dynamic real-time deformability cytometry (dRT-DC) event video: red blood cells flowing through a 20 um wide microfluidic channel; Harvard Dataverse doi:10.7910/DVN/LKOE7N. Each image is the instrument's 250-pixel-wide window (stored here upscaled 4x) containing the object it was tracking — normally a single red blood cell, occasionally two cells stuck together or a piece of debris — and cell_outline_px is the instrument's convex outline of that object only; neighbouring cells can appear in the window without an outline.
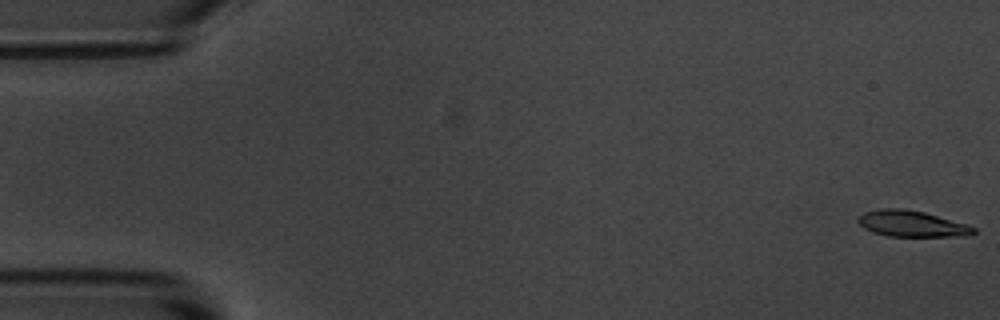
{"species": "common noctule bat (a hibernating species)", "species_latin": "Nyctalus noctula", "temperature_condition": "room temperature", "stored_images_in_passage": 6, "camera_frame_rate_fps": 3000, "um_per_image_px": 0.085, "animal": {"sex": "male", "body_mass_g": 20.1, "forearm_length_mm": 53.5}, "frame": {"image": 1, "passage_image": 1, "time_ms": 0.0, "image_size_px": [1000, 320], "cell_outline_px": [[976, 232], [972, 236], [888, 236], [872, 232], [864, 228], [856, 220], [864, 212], [880, 208], [900, 208], [924, 212], [968, 224], [976, 228]], "centroid_in_image_um": [77.53, 19.02], "position_along_channel_um": 7.5, "area_um2": 17.69}}
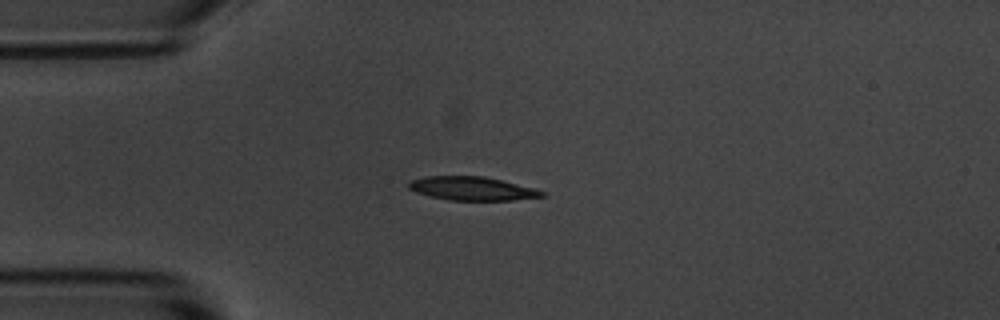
{"frame": {"image": 2, "passage_image": 5, "time_ms": 4.333, "image_size_px": [1000, 320], "cell_outline_px": [[544, 196], [512, 200], [452, 200], [432, 196], [416, 192], [408, 188], [408, 180], [428, 176], [484, 176], [532, 188], [544, 192]], "centroid_in_image_um": [40.07, 16.02], "position_along_channel_um": 44.9, "area_um2": 17.98}}
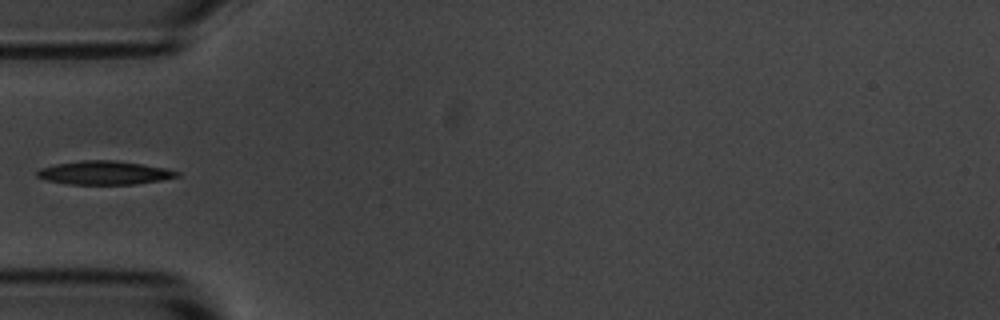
{"frame": {"image": 3, "passage_image": 6, "time_ms": 5.667, "image_size_px": [1000, 320], "cell_outline_px": [[180, 176], [160, 180], [136, 184], [68, 184], [48, 180], [36, 176], [36, 172], [40, 168], [56, 164], [80, 160], [112, 160], [144, 164], [164, 168], [180, 172]], "centroid_in_image_um": [8.87, 14.68], "position_along_channel_um": 76.1, "area_um2": 19.13}}